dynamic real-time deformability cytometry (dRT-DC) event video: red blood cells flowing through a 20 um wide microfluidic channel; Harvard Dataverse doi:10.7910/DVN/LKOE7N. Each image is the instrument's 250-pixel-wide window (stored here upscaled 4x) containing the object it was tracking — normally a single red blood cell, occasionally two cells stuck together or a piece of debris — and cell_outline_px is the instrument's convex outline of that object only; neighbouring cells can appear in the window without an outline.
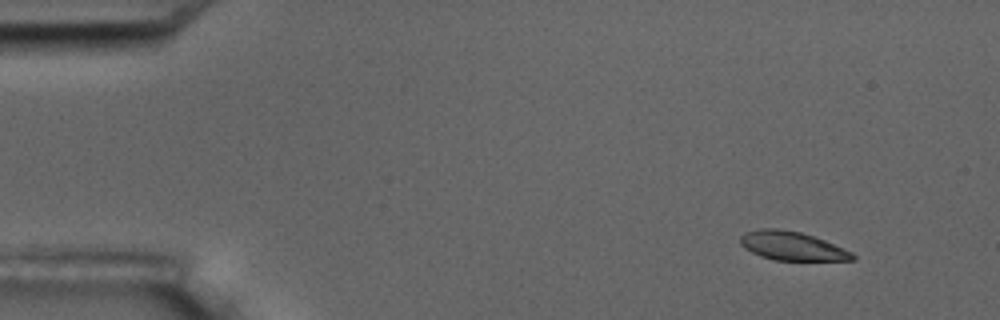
{"species": "common noctule bat (a hibernating species)", "species_latin": "Nyctalus noctula", "temperature_condition": "room temperature", "stored_images_in_passage": 4, "camera_frame_rate_fps": 3000, "um_per_image_px": 0.085, "animal": {"sex": "male", "body_mass_g": 17.5, "forearm_length_mm": 52.3}, "frame": {"image": 1, "passage_image": 1, "time_ms": 0.0, "image_size_px": [1000, 320], "cell_outline_px": [[856, 260], [776, 260], [760, 256], [744, 248], [740, 244], [740, 236], [744, 232], [760, 228], [776, 228], [800, 232], [824, 240], [852, 252], [856, 256]], "centroid_in_image_um": [67.29, 20.9], "position_along_channel_um": 17.7, "area_um2": 18.73}}
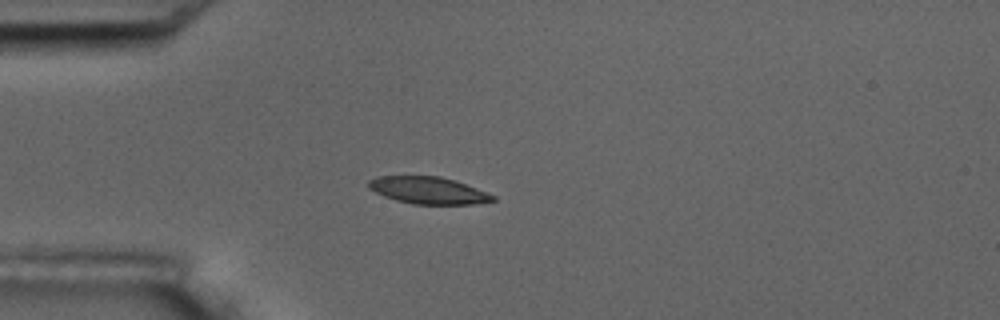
{"frame": {"image": 2, "passage_image": 4, "time_ms": 3.333, "image_size_px": [1000, 320], "cell_outline_px": [[496, 200], [472, 204], [412, 204], [396, 200], [384, 196], [368, 188], [368, 180], [376, 176], [440, 176], [476, 188], [496, 196]], "centroid_in_image_um": [36.37, 16.18], "position_along_channel_um": 48.6, "area_um2": 19.42}}